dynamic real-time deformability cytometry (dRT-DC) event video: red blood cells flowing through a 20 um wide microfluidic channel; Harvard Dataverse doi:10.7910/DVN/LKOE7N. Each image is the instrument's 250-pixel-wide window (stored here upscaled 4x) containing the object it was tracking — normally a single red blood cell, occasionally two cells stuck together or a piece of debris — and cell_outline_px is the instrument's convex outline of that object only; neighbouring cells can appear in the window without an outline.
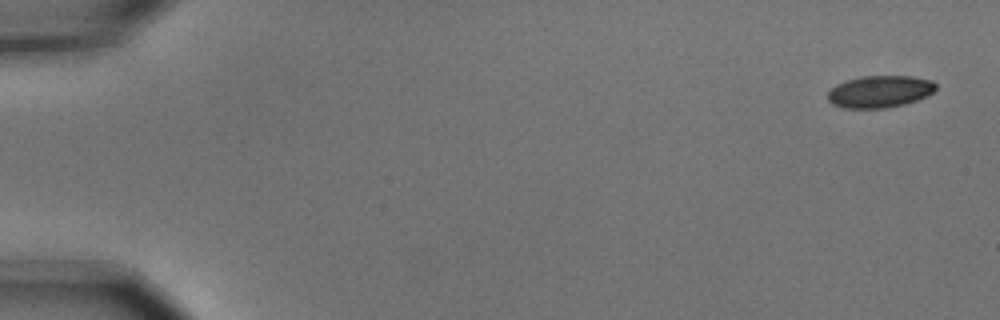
{"species": "common noctule bat (a hibernating species)", "species_latin": "Nyctalus noctula", "temperature_condition": "cold", "stored_images_in_passage": 8, "camera_frame_rate_fps": 3000, "um_per_image_px": 0.085, "animal": {"sex": "male", "body_mass_g": 15.6}, "frame": {"image": 1, "passage_image": 1, "time_ms": 0.0, "image_size_px": [1000, 320], "cell_outline_px": [[936, 88], [932, 92], [916, 100], [904, 104], [888, 108], [844, 108], [832, 104], [828, 100], [828, 92], [836, 84], [848, 80], [864, 76], [912, 76], [932, 80], [936, 84]], "centroid_in_image_um": [74.77, 7.78], "position_along_channel_um": 10.2, "area_um2": 20.06}}
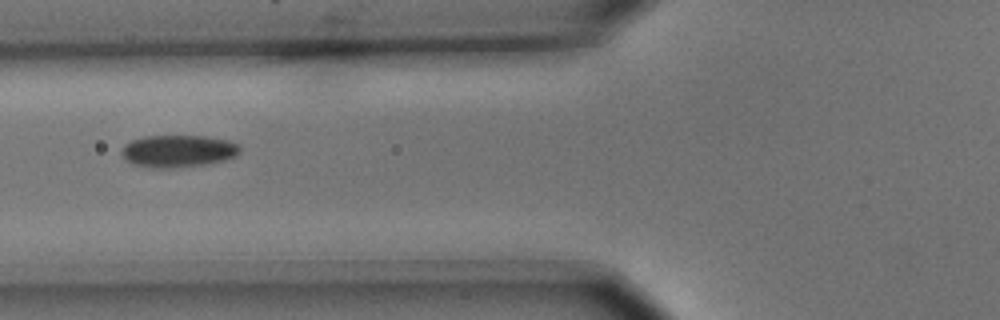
{"frame": {"image": 2, "passage_image": 6, "time_ms": 1.667, "image_size_px": [1000, 320], "cell_outline_px": [[240, 152], [236, 156], [212, 164], [172, 168], [152, 168], [132, 164], [120, 152], [124, 144], [132, 140], [144, 136], [204, 136], [228, 140], [240, 144]], "centroid_in_image_um": [15.17, 12.85], "position_along_channel_um": 110.6, "area_um2": 22.48}}
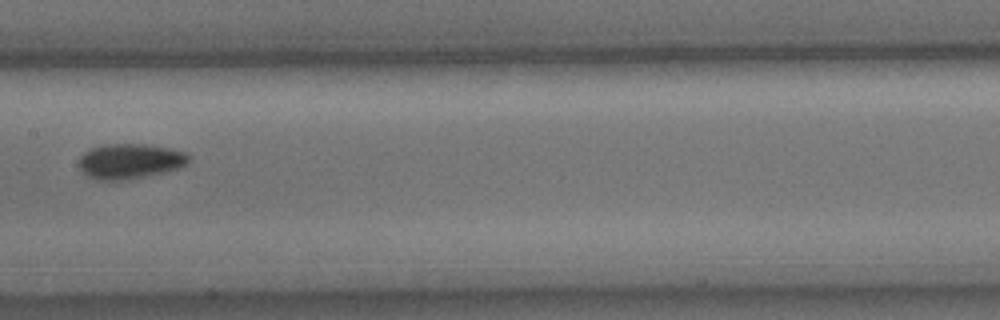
{"frame": {"image": 3, "passage_image": 8, "time_ms": 2.333, "image_size_px": [1000, 320], "cell_outline_px": [[188, 164], [180, 168], [132, 180], [96, 180], [88, 176], [76, 164], [80, 156], [84, 152], [92, 148], [108, 144], [144, 144], [172, 148], [184, 152], [188, 156]], "centroid_in_image_um": [11.04, 13.71], "position_along_channel_um": 196.4, "area_um2": 22.72}}